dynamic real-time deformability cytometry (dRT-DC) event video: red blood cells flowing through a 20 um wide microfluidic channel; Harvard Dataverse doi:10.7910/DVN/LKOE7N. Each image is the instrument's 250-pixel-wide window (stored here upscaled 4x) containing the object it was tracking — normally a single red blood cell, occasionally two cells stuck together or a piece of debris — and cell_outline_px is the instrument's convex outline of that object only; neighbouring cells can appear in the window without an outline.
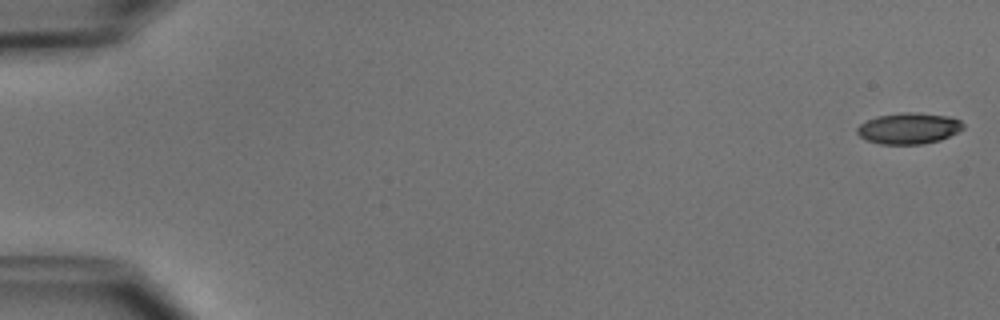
{"species": "common noctule bat (a hibernating species)", "species_latin": "Nyctalus noctula", "temperature_condition": "cold", "stored_images_in_passage": 52, "camera_frame_rate_fps": 3000, "um_per_image_px": 0.085, "animal": {"sex": "male", "body_mass_g": 15.6}, "frame": {"image": 1, "passage_image": 1, "time_ms": 0.0, "image_size_px": [1000, 320], "cell_outline_px": [[964, 128], [940, 140], [924, 144], [880, 144], [868, 140], [860, 136], [856, 132], [856, 128], [860, 124], [876, 116], [904, 112], [912, 112], [948, 116], [960, 120], [964, 124]], "centroid_in_image_um": [77.24, 10.91], "position_along_channel_um": 7.8, "area_um2": 19.13}}
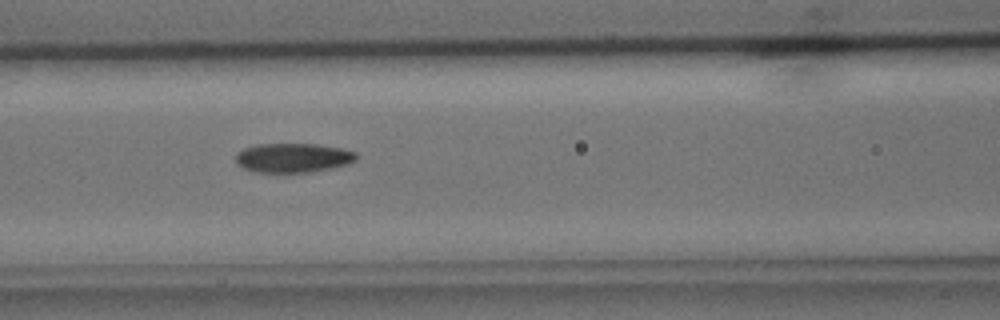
{"frame": {"image": 2, "passage_image": 23, "time_ms": 7.333, "image_size_px": [1000, 320], "cell_outline_px": [[356, 160], [348, 164], [332, 168], [308, 172], [256, 172], [244, 168], [236, 164], [236, 152], [244, 148], [256, 144], [316, 144], [340, 148], [356, 152]], "centroid_in_image_um": [24.88, 13.41], "position_along_channel_um": 141.7, "area_um2": 20.58}}
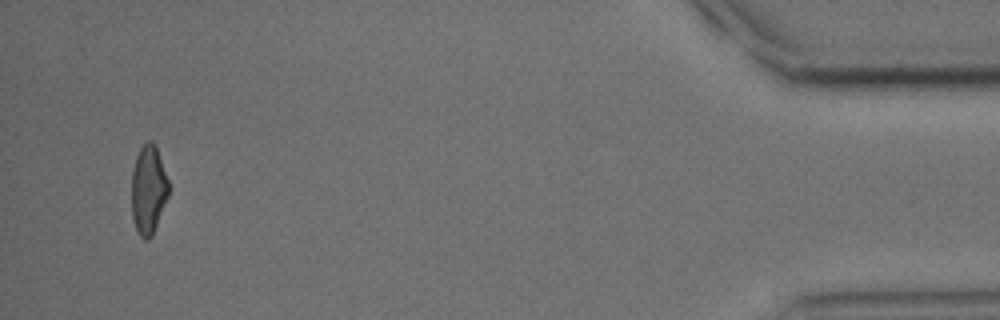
{"frame": {"image": 3, "passage_image": 50, "time_ms": 16.333, "image_size_px": [1000, 320], "cell_outline_px": [[168, 196], [152, 236], [148, 240], [144, 240], [140, 236], [132, 220], [132, 172], [136, 156], [140, 148], [148, 140], [152, 140], [156, 144], [168, 180]], "centroid_in_image_um": [12.61, 16.11], "position_along_channel_um": 422.6, "area_um2": 19.19}, "authors_computed_cell_mechanics": {"area_um2": 20.2011, "velocity_mm_per_s": 3.9268, "shape_relaxation_time_tau1_ms": 4.7314, "shape_relaxation_time_tau2_ms": 3.6513, "deformation_change_tau1": 0.1458, "deformation_change_tau2": 0.1054}}